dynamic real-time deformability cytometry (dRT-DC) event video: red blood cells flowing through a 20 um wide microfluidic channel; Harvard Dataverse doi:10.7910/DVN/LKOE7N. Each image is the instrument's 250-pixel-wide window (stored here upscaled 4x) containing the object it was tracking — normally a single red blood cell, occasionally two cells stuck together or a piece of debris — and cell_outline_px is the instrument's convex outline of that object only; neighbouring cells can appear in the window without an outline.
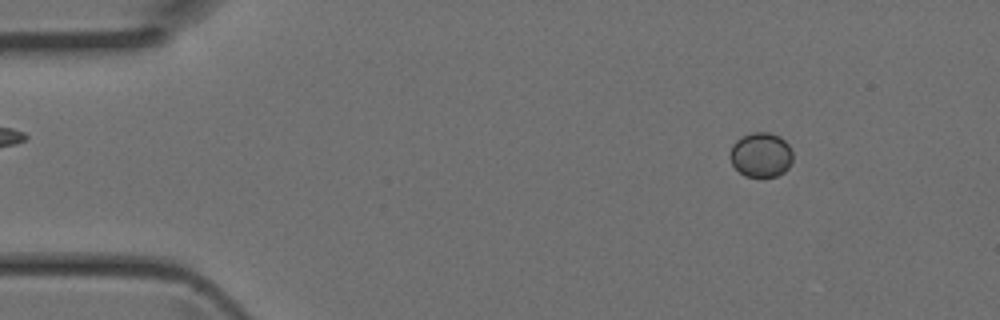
{"species": "Egyptian fruit bat (a non-hibernating species)", "species_latin": "Rousettus aegyptiacus", "temperature_condition": "room temperature", "stored_images_in_passage": 11, "camera_frame_rate_fps": 3000, "um_per_image_px": 0.085, "animal": {"sex": "female"}, "frame": {"image": 1, "passage_image": 6, "time_ms": 1.667, "image_size_px": [1000, 320], "cell_outline_px": [[792, 160], [788, 168], [784, 172], [776, 176], [744, 176], [732, 164], [728, 156], [732, 144], [736, 140], [752, 132], [768, 132], [780, 136], [788, 144], [792, 152]], "centroid_in_image_um": [64.67, 13.15], "position_along_channel_um": 20.3, "area_um2": 16.36}}